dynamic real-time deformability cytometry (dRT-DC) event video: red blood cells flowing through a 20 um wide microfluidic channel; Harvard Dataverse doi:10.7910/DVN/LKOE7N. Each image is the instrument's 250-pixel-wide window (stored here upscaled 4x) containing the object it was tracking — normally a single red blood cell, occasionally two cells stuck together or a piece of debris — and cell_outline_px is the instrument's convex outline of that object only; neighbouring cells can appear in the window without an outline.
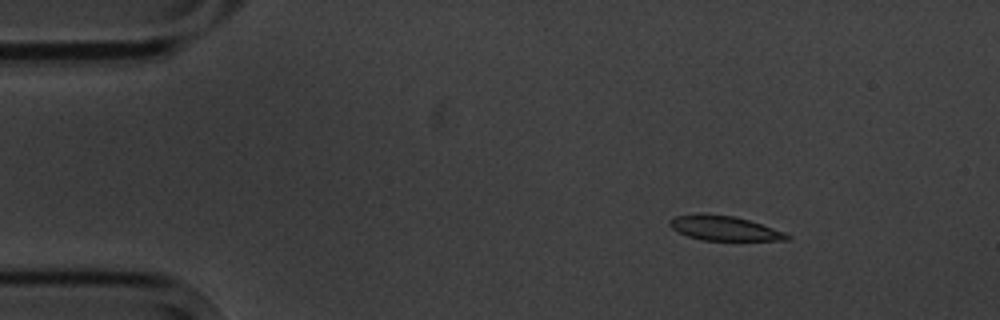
{"species": "common noctule bat (a hibernating species)", "species_latin": "Nyctalus noctula", "temperature_condition": "cold", "stored_images_in_passage": 4, "camera_frame_rate_fps": 3000, "um_per_image_px": 0.085, "animal": {"sex": "male", "body_mass_g": 20.1, "forearm_length_mm": 53.5}, "frame": {"image": 1, "passage_image": 1, "time_ms": 0.0, "image_size_px": [1000, 320], "cell_outline_px": [[792, 240], [700, 240], [688, 236], [672, 228], [668, 224], [668, 220], [676, 216], [732, 216], [748, 220], [784, 232], [792, 236]], "centroid_in_image_um": [61.62, 19.45], "position_along_channel_um": 23.4, "area_um2": 16.01}}
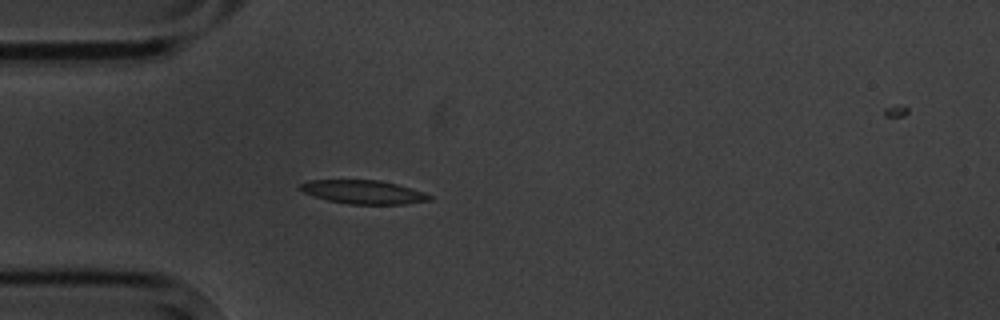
{"frame": {"image": 2, "passage_image": 3, "time_ms": 2.667, "image_size_px": [1000, 320], "cell_outline_px": [[432, 200], [408, 204], [348, 204], [328, 200], [312, 196], [304, 192], [300, 188], [300, 184], [308, 180], [380, 180], [396, 184], [424, 192], [432, 196]], "centroid_in_image_um": [30.91, 16.33], "position_along_channel_um": 54.1, "area_um2": 17.8}}